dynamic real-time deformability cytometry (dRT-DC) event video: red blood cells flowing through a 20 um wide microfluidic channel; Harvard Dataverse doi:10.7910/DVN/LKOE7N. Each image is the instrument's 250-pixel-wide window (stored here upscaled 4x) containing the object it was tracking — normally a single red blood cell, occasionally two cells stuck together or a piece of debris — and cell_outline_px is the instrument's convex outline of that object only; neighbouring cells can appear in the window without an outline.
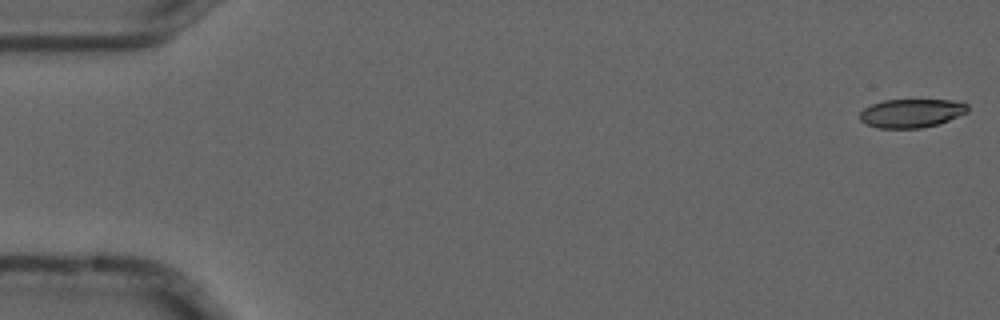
{"species": "common noctule bat (a hibernating species)", "species_latin": "Nyctalus noctula", "temperature_condition": "cold", "stored_images_in_passage": 4, "camera_frame_rate_fps": 3000, "um_per_image_px": 0.085, "animal": {"sex": "male", "forearm_length_mm": 52.5}, "frame": {"image": 1, "passage_image": 1, "time_ms": 0.0, "image_size_px": [1000, 320], "cell_outline_px": [[968, 112], [940, 124], [920, 128], [876, 128], [864, 124], [860, 120], [860, 112], [864, 108], [872, 104], [884, 100], [952, 100], [968, 104]], "centroid_in_image_um": [77.46, 9.63], "position_along_channel_um": 7.5, "area_um2": 18.15}}
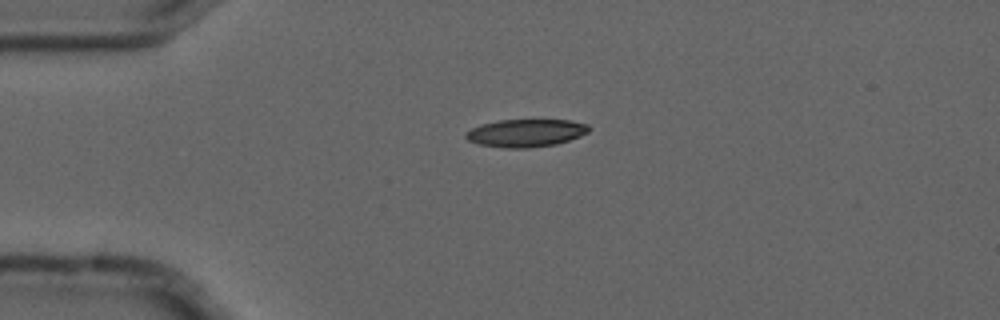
{"frame": {"image": 2, "passage_image": 3, "time_ms": 0.667, "image_size_px": [1000, 320], "cell_outline_px": [[592, 128], [588, 132], [580, 136], [556, 144], [528, 148], [504, 148], [480, 144], [468, 140], [464, 136], [472, 128], [480, 124], [500, 120], [568, 120], [588, 124]], "centroid_in_image_um": [44.72, 11.3], "position_along_channel_um": 40.3, "area_um2": 19.83}}